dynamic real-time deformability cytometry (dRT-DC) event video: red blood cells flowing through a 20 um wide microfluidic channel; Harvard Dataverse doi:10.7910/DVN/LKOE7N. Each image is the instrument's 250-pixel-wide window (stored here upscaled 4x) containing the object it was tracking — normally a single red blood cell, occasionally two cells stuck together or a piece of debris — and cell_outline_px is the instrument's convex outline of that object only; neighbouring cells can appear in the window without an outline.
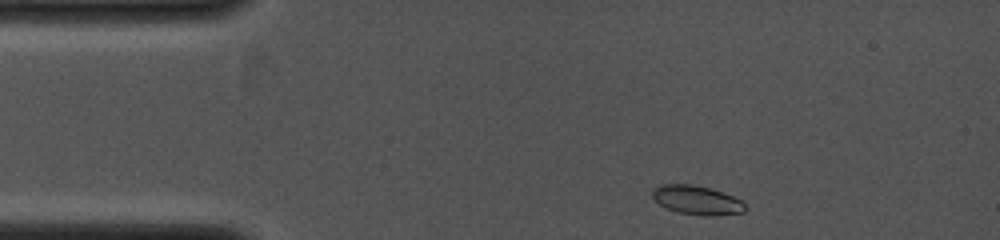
{"species": "common noctule bat (a hibernating species)", "species_latin": "Nyctalus noctula", "temperature_condition": "cold", "stored_images_in_passage": 32, "camera_frame_rate_fps": 4000, "um_per_image_px": 0.085, "animal": {"sex": "female", "body_mass_g": 19.0, "forearm_length_mm": 53.3}, "frame": {"image": 1, "passage_image": 1, "time_ms": 0.0, "image_size_px": [1000, 240], "cell_outline_px": [[744, 212], [712, 216], [704, 216], [680, 212], [668, 208], [660, 204], [652, 196], [652, 188], [660, 184], [692, 184], [708, 188], [732, 196], [740, 200], [744, 204]], "centroid_in_image_um": [59.2, 17.0], "position_along_channel_um": 25.8, "area_um2": 15.37}}
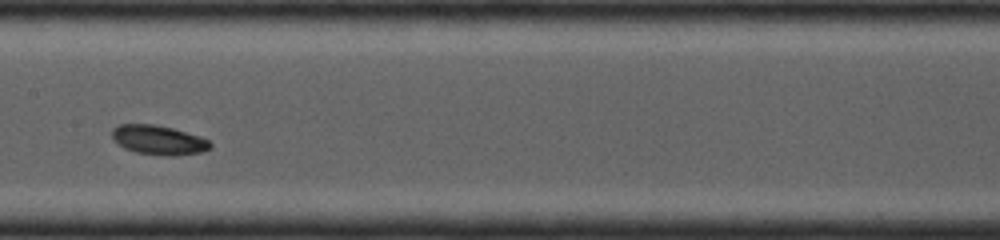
{"frame": {"image": 2, "passage_image": 15, "time_ms": 4.25, "image_size_px": [1000, 240], "cell_outline_px": [[212, 148], [200, 152], [172, 156], [164, 156], [136, 152], [124, 148], [112, 136], [112, 128], [120, 124], [156, 124], [172, 128], [200, 136], [208, 140], [212, 144]], "centroid_in_image_um": [13.5, 11.9], "position_along_channel_um": 193.9, "area_um2": 16.76}}
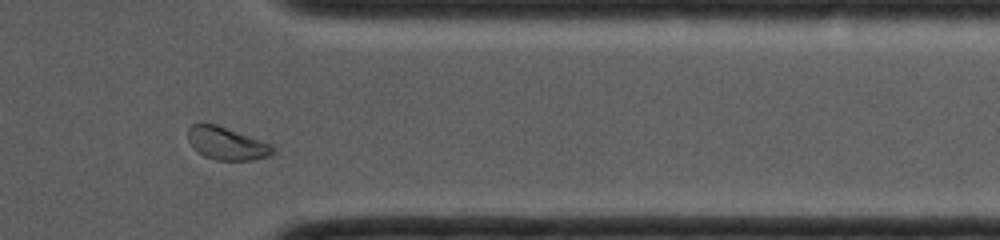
{"frame": {"image": 3, "passage_image": 28, "time_ms": 8.0, "image_size_px": [1000, 240], "cell_outline_px": [[276, 152], [272, 156], [252, 160], [216, 160], [204, 156], [192, 148], [188, 140], [188, 128], [192, 124], [216, 124], [272, 144], [276, 148]], "centroid_in_image_um": [19.31, 12.21], "position_along_channel_um": 392.1, "area_um2": 16.36}}